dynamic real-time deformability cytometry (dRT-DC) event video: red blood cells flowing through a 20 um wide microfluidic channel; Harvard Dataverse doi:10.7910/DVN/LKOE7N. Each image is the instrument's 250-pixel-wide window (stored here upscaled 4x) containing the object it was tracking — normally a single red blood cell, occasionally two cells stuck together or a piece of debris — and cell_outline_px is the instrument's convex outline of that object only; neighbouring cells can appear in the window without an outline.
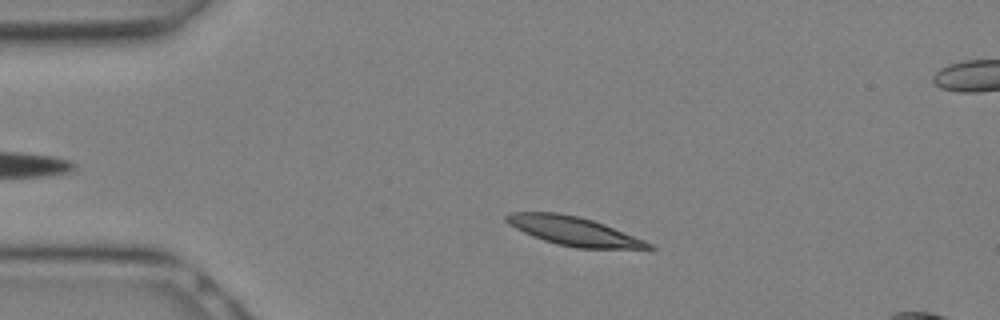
{"species": "Egyptian fruit bat (a non-hibernating species)", "species_latin": "Rousettus aegyptiacus", "temperature_condition": "warm", "stored_images_in_passage": 22, "camera_frame_rate_fps": 3000, "um_per_image_px": 0.085, "animal": {"sex": "female"}, "frame": {"image": 1, "passage_image": 3, "time_ms": 0.667, "image_size_px": [1000, 320], "cell_outline_px": [[656, 248], [576, 248], [556, 244], [532, 236], [508, 224], [504, 220], [504, 216], [512, 212], [556, 212], [576, 216], [592, 220], [604, 224], [644, 240], [652, 244]], "centroid_in_image_um": [48.71, 19.63], "position_along_channel_um": 36.3, "area_um2": 23.52}}
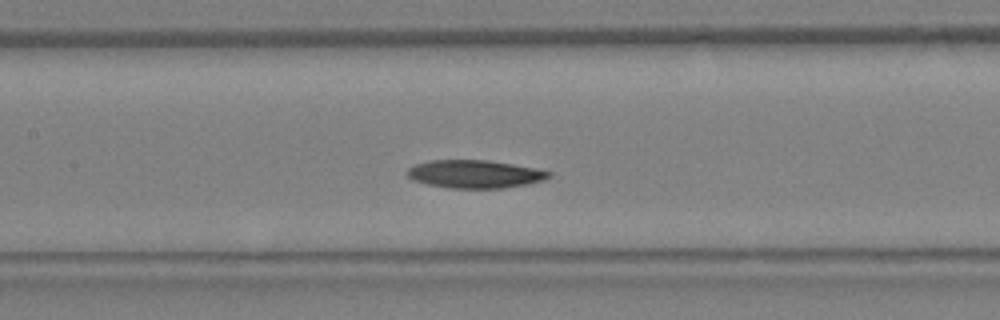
{"frame": {"image": 2, "passage_image": 10, "time_ms": 3.0, "image_size_px": [1000, 320], "cell_outline_px": [[552, 176], [544, 180], [528, 184], [504, 188], [448, 188], [428, 184], [412, 180], [408, 176], [408, 168], [416, 164], [432, 160], [484, 160], [512, 164], [536, 168], [552, 172]], "centroid_in_image_um": [40.39, 14.8], "position_along_channel_um": 167.0, "area_um2": 23.06}}
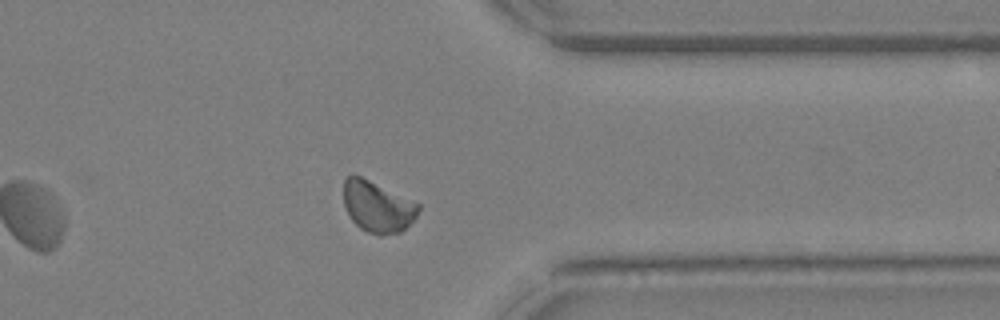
{"frame": {"image": 3, "passage_image": 19, "time_ms": 6.0, "image_size_px": [1000, 320], "cell_outline_px": [[420, 208], [416, 216], [400, 232], [380, 236], [368, 232], [360, 228], [348, 216], [344, 204], [344, 180], [348, 176], [360, 176], [420, 204]], "centroid_in_image_um": [32.07, 17.59], "position_along_channel_um": 379.3, "area_um2": 21.96}}